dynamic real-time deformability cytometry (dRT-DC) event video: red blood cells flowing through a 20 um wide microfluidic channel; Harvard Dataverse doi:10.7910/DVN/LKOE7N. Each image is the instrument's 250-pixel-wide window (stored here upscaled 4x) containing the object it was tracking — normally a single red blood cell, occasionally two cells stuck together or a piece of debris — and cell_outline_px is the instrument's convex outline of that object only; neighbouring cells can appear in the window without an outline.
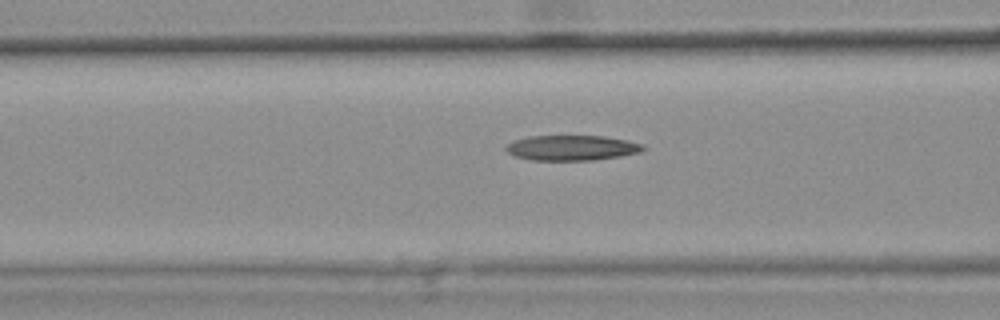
{"species": "common noctule bat (a hibernating species)", "species_latin": "Nyctalus noctula", "temperature_condition": "warm", "stored_images_in_passage": 48, "camera_frame_rate_fps": 3000, "um_per_image_px": 0.085, "animal": {"sex": "female", "body_mass_g": 25.1}, "frame": {"image": 1, "passage_image": 21, "time_ms": 6.667, "image_size_px": [1000, 320], "cell_outline_px": [[648, 148], [640, 152], [620, 156], [592, 160], [532, 160], [516, 156], [508, 152], [504, 148], [512, 140], [528, 136], [604, 136], [628, 140], [644, 144]], "centroid_in_image_um": [48.63, 12.56], "position_along_channel_um": 118.0, "area_um2": 20.23}, "authors_computed_cell_mechanics": {"area_um2": 20.6346, "velocity_mm_per_s": 3.7964, "shape_relaxation_time_tau1_ms": null, "shape_relaxation_time_tau2_ms": 5.3319, "deformation_change_tau1": null, "deformation_change_tau2": 0.1676}}